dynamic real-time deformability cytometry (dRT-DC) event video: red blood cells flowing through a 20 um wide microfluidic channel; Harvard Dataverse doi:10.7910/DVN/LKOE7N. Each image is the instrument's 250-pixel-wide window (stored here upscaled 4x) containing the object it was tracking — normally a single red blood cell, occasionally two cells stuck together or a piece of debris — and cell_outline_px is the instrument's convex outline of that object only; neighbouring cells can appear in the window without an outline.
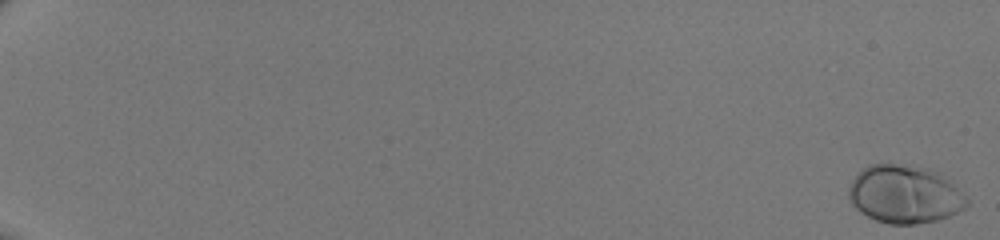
{"species": "human", "species_latin": "Homo sapiens", "temperature_condition": "room temperature", "stored_images_in_passage": 51, "camera_frame_rate_fps": 3000, "um_per_image_px": 0.085, "donor": {"sex": "male"}, "frame": {"image": 1, "passage_image": 1, "time_ms": 0.0, "image_size_px": [1000, 240], "cell_outline_px": [[968, 204], [964, 208], [948, 216], [936, 220], [916, 224], [888, 224], [876, 220], [860, 212], [852, 204], [848, 196], [848, 188], [852, 180], [868, 164], [896, 164], [928, 168], [940, 172], [968, 196]], "centroid_in_image_um": [76.91, 16.51], "position_along_channel_um": 8.1, "area_um2": 40.06}}
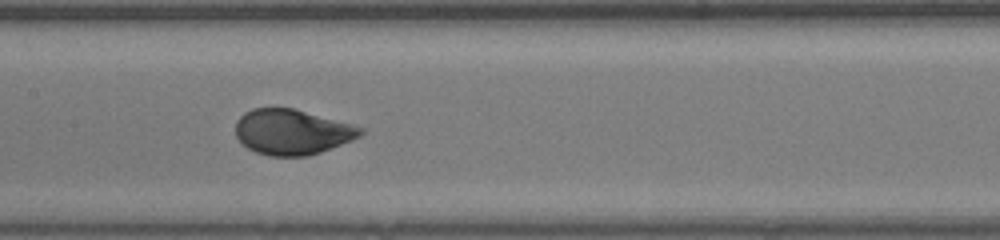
{"frame": {"image": 2, "passage_image": 30, "time_ms": 9.667, "image_size_px": [1000, 240], "cell_outline_px": [[364, 132], [360, 136], [352, 140], [320, 152], [308, 156], [268, 156], [256, 152], [248, 148], [236, 136], [236, 120], [244, 112], [252, 108], [292, 108], [352, 124], [364, 128]], "centroid_in_image_um": [24.82, 11.22], "position_along_channel_um": 182.6, "area_um2": 32.89}}
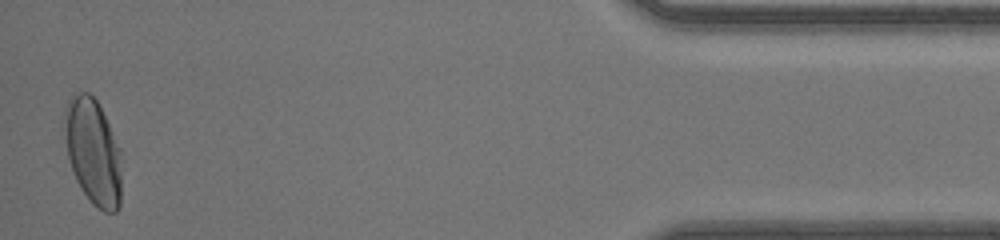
{"frame": {"image": 3, "passage_image": 51, "time_ms": 16.667, "image_size_px": [1000, 240], "cell_outline_px": [[120, 204], [116, 212], [104, 212], [92, 204], [80, 188], [76, 180], [68, 156], [64, 112], [64, 108], [72, 92], [88, 92], [96, 100], [120, 148]], "centroid_in_image_um": [7.9, 12.9], "position_along_channel_um": 427.3, "area_um2": 34.85}}